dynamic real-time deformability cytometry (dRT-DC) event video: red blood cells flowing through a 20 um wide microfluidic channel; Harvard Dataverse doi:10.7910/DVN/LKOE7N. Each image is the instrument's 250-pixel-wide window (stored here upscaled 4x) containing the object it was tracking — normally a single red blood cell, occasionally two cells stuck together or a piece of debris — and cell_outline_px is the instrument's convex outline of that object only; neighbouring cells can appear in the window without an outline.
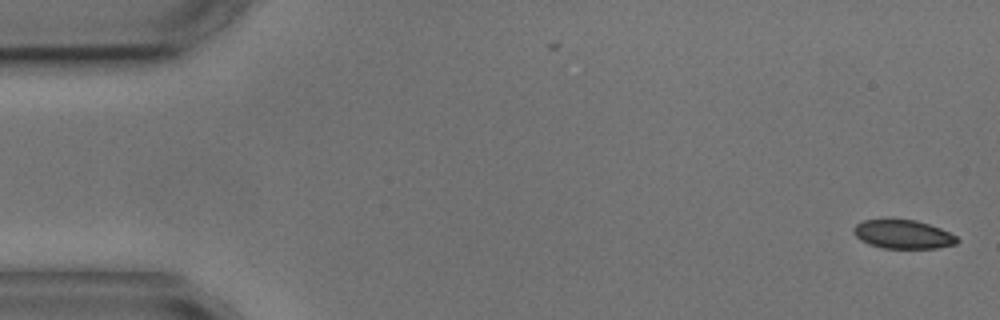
{"species": "common noctule bat (a hibernating species)", "species_latin": "Nyctalus noctula", "temperature_condition": "cold", "stored_images_in_passage": 6, "camera_frame_rate_fps": 3000, "um_per_image_px": 0.085, "animal": {"sex": "male", "body_mass_g": 17.9, "forearm_length_mm": 54.2}, "frame": {"image": 1, "passage_image": 1, "time_ms": 0.0, "image_size_px": [1000, 320], "cell_outline_px": [[960, 240], [956, 244], [936, 248], [884, 248], [868, 244], [860, 240], [852, 232], [852, 228], [856, 224], [864, 220], [888, 216], [916, 220], [940, 228], [956, 236]], "centroid_in_image_um": [76.69, 19.87], "position_along_channel_um": 8.3, "area_um2": 17.98}}